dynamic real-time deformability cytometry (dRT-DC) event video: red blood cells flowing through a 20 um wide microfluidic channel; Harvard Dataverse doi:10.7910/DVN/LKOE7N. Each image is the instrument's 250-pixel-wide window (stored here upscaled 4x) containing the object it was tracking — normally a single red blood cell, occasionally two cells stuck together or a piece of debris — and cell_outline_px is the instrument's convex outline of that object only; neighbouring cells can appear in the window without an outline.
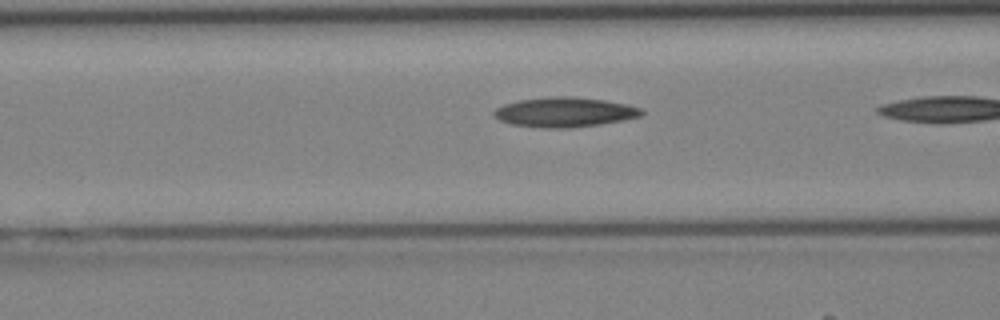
{"species": "Egyptian fruit bat (a non-hibernating species)", "species_latin": "Rousettus aegyptiacus", "temperature_condition": "cold", "stored_images_in_passage": 12, "camera_frame_rate_fps": 3000, "um_per_image_px": 0.085, "animal": {"sex": "female"}, "frame": {"image": 1, "passage_image": 10, "time_ms": 3.0, "image_size_px": [1000, 320], "cell_outline_px": [[644, 112], [640, 116], [624, 120], [600, 124], [568, 128], [544, 128], [512, 124], [500, 120], [492, 112], [496, 108], [504, 104], [520, 100], [552, 96], [572, 96], [604, 100], [628, 104], [644, 108]], "centroid_in_image_um": [48.03, 9.53], "position_along_channel_um": 118.6, "area_um2": 25.61}}